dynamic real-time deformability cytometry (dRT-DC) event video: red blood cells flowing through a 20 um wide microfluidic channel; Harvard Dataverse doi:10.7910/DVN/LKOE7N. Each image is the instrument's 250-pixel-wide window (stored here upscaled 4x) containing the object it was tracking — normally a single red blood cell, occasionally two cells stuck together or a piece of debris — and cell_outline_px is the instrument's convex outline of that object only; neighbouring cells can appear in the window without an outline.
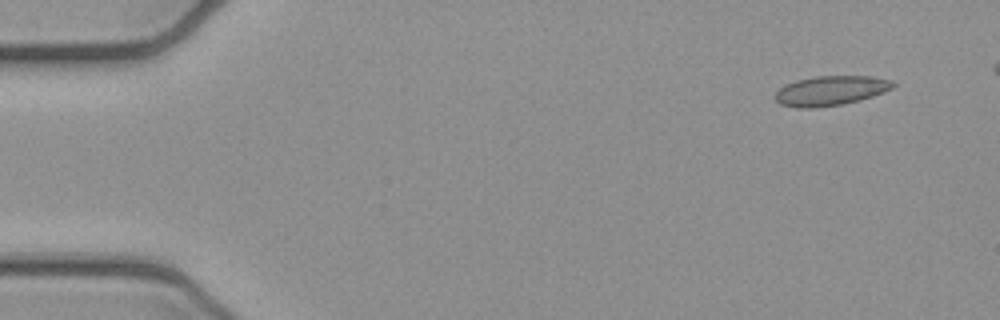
{"species": "common noctule bat (a hibernating species)", "species_latin": "Nyctalus noctula", "temperature_condition": "cold", "stored_images_in_passage": 5, "camera_frame_rate_fps": 3000, "um_per_image_px": 0.085, "animal": {"sex": "female", "body_mass_g": 21.9}, "frame": {"image": 1, "passage_image": 1, "time_ms": 0.0, "image_size_px": [1000, 320], "cell_outline_px": [[896, 84], [892, 88], [872, 96], [860, 100], [840, 104], [812, 108], [796, 108], [780, 104], [776, 100], [776, 92], [784, 84], [796, 80], [816, 76], [872, 76], [888, 80]], "centroid_in_image_um": [70.56, 7.7], "position_along_channel_um": 14.4, "area_um2": 20.17}}
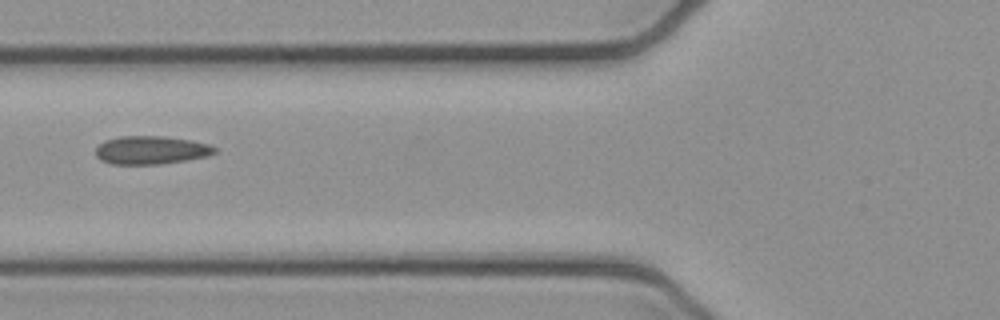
{"frame": {"image": 2, "passage_image": 5, "time_ms": 1.333, "image_size_px": [1000, 320], "cell_outline_px": [[216, 152], [208, 156], [160, 164], [112, 164], [100, 160], [96, 156], [96, 148], [104, 140], [120, 136], [160, 136], [192, 140], [208, 144], [216, 148]], "centroid_in_image_um": [12.82, 12.75], "position_along_channel_um": 113.0, "area_um2": 19.54}}